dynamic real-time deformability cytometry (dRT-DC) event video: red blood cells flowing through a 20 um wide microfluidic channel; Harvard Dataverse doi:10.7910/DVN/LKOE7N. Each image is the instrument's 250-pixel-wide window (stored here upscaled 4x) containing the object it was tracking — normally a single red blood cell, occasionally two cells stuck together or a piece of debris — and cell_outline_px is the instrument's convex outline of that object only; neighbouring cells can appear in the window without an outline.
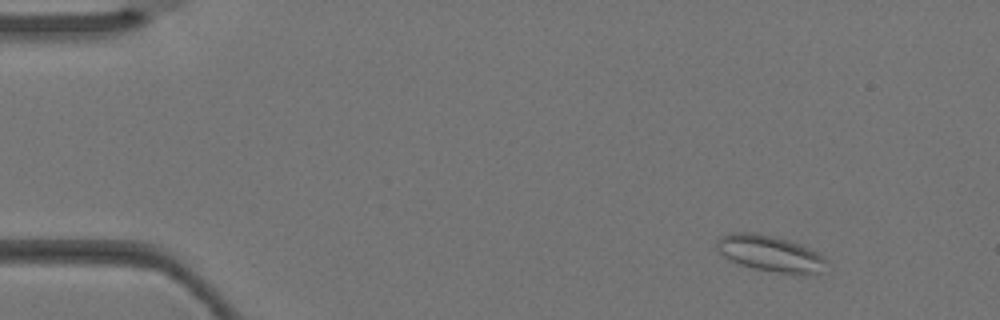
{"species": "Egyptian fruit bat (a non-hibernating species)", "species_latin": "Rousettus aegyptiacus", "temperature_condition": "warm", "stored_images_in_passage": 3, "camera_frame_rate_fps": 3000, "um_per_image_px": 0.085, "animal": {"sex": "female"}, "frame": {"image": 1, "passage_image": 1, "time_ms": 0.0, "image_size_px": [1000, 320], "cell_outline_px": [[828, 260], [820, 272], [804, 276], [776, 272], [756, 268], [740, 264], [724, 256], [716, 248], [716, 240], [720, 236], [732, 232], [756, 232], [788, 240], [800, 244], [820, 252]], "centroid_in_image_um": [65.5, 21.54], "position_along_channel_um": 19.5, "area_um2": 23.29}}